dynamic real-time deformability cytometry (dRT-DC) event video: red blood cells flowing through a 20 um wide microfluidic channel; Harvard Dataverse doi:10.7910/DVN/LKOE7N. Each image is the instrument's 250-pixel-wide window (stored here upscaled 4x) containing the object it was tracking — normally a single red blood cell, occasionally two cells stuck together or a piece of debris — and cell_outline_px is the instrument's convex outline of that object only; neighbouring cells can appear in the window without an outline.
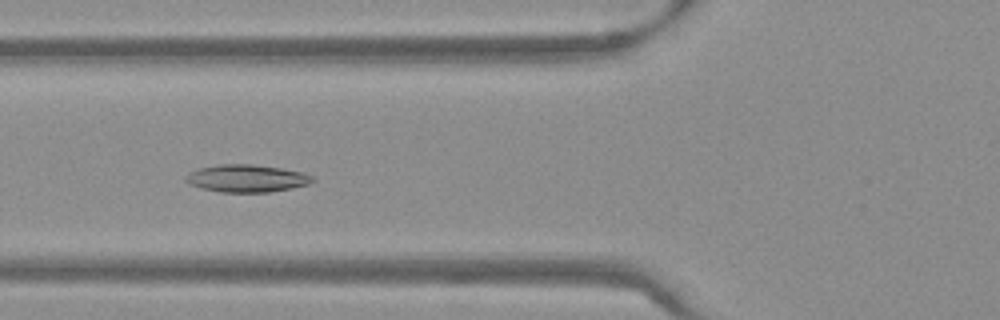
{"species": "Egyptian fruit bat (a non-hibernating species)", "species_latin": "Rousettus aegyptiacus", "temperature_condition": "warm", "stored_images_in_passage": 32, "camera_frame_rate_fps": 3000, "um_per_image_px": 0.085, "frame": {"image": 1, "passage_image": 21, "time_ms": 6.667, "image_size_px": [1000, 320], "cell_outline_px": [[316, 180], [308, 184], [292, 188], [268, 192], [220, 192], [200, 188], [188, 184], [184, 180], [184, 176], [188, 172], [200, 168], [220, 164], [252, 164], [280, 168], [304, 172], [316, 176]], "centroid_in_image_um": [20.97, 15.16], "position_along_channel_um": 104.8, "area_um2": 20.58}}
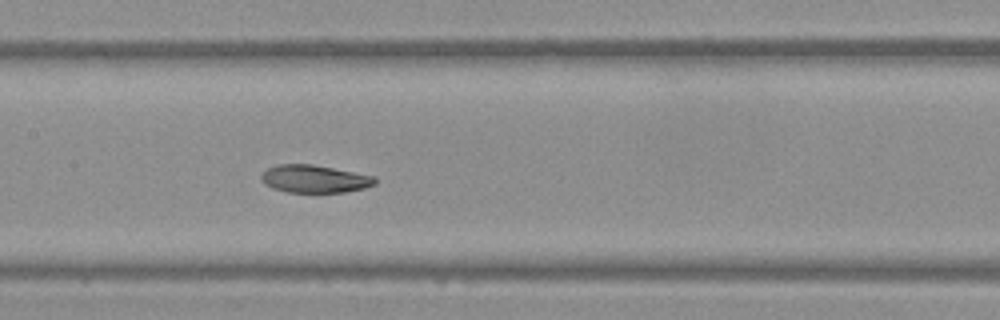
{"frame": {"image": 2, "passage_image": 27, "time_ms": 8.667, "image_size_px": [1000, 320], "cell_outline_px": [[376, 184], [364, 188], [344, 192], [288, 192], [272, 188], [264, 184], [260, 180], [260, 176], [268, 168], [276, 164], [312, 164], [376, 176]], "centroid_in_image_um": [26.72, 15.2], "position_along_channel_um": 180.7, "area_um2": 18.44}}
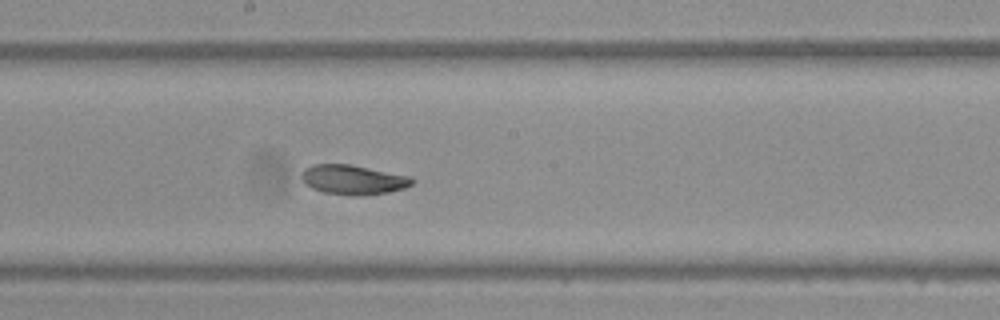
{"frame": {"image": 3, "passage_image": 30, "time_ms": 9.667, "image_size_px": [1000, 320], "cell_outline_px": [[416, 180], [412, 184], [404, 188], [388, 192], [364, 196], [352, 196], [324, 192], [312, 188], [304, 184], [300, 176], [304, 168], [312, 164], [352, 164], [412, 176]], "centroid_in_image_um": [30.03, 15.27], "position_along_channel_um": 218.2, "area_um2": 19.48}}